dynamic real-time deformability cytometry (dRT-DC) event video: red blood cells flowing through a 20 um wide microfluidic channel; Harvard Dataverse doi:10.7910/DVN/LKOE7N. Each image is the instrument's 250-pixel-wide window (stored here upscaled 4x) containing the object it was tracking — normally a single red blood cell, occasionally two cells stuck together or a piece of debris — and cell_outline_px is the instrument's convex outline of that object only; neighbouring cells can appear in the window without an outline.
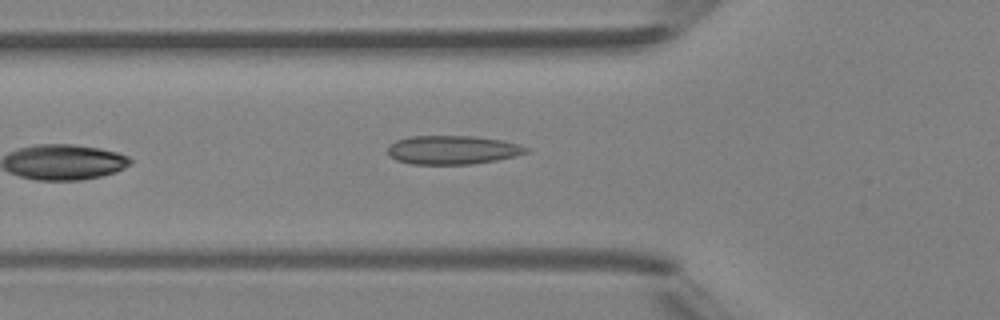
{"species": "Egyptian fruit bat (a non-hibernating species)", "species_latin": "Rousettus aegyptiacus", "temperature_condition": "room temperature", "stored_images_in_passage": 6, "camera_frame_rate_fps": 3000, "um_per_image_px": 0.085, "animal": {"sex": "female"}, "frame": {"image": 1, "passage_image": 6, "time_ms": 5.667, "image_size_px": [1000, 320], "cell_outline_px": [[528, 152], [516, 156], [496, 160], [472, 164], [412, 164], [396, 160], [388, 156], [388, 148], [396, 140], [408, 136], [476, 136], [500, 140], [520, 144], [528, 148]], "centroid_in_image_um": [38.46, 12.74], "position_along_channel_um": 87.3, "area_um2": 23.24}}